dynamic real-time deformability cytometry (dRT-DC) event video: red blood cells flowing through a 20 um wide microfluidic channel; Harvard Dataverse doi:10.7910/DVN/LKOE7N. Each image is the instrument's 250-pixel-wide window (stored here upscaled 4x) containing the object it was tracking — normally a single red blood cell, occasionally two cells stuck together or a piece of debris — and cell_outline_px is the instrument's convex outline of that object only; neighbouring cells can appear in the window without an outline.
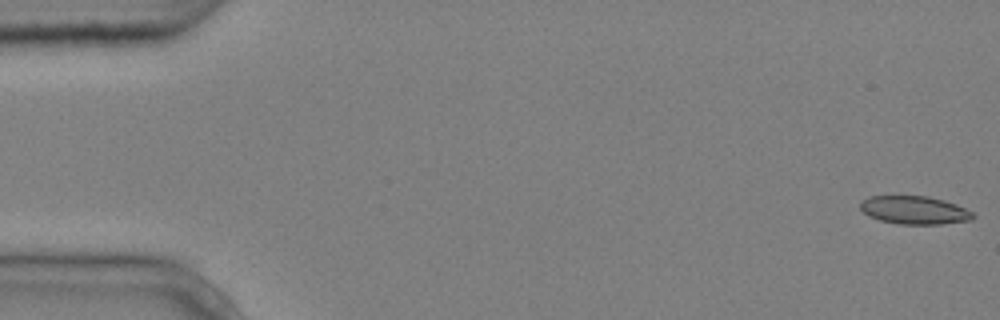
{"species": "common noctule bat (a hibernating species)", "species_latin": "Nyctalus noctula", "temperature_condition": "cold", "stored_images_in_passage": 6, "camera_frame_rate_fps": 3000, "um_per_image_px": 0.085, "animal": {"sex": "male", "body_mass_g": 20.4}, "frame": {"image": 1, "passage_image": 1, "time_ms": 0.0, "image_size_px": [1000, 320], "cell_outline_px": [[976, 216], [972, 220], [940, 224], [900, 224], [880, 220], [868, 216], [860, 208], [860, 200], [868, 196], [928, 196], [944, 200], [956, 204], [972, 212]], "centroid_in_image_um": [77.71, 17.85], "position_along_channel_um": 7.3, "area_um2": 18.55}}
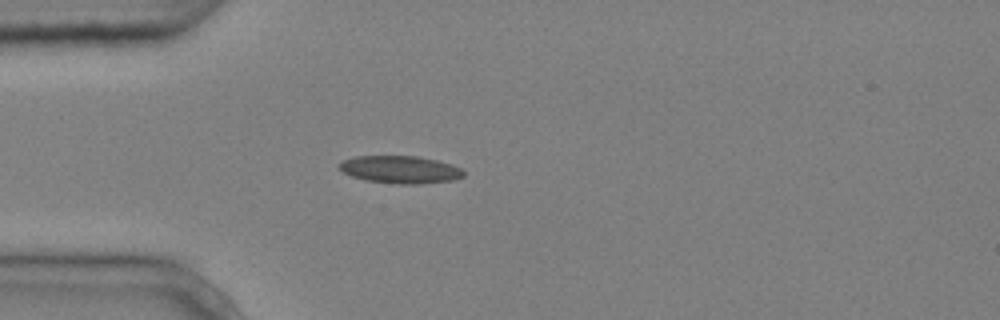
{"frame": {"image": 2, "passage_image": 4, "time_ms": 1.0, "image_size_px": [1000, 320], "cell_outline_px": [[464, 176], [452, 180], [420, 184], [396, 184], [364, 180], [352, 176], [344, 172], [340, 168], [340, 164], [344, 160], [356, 156], [416, 156], [436, 160], [452, 164], [460, 168], [464, 172]], "centroid_in_image_um": [34.04, 14.42], "position_along_channel_um": 51.0, "area_um2": 19.83}}
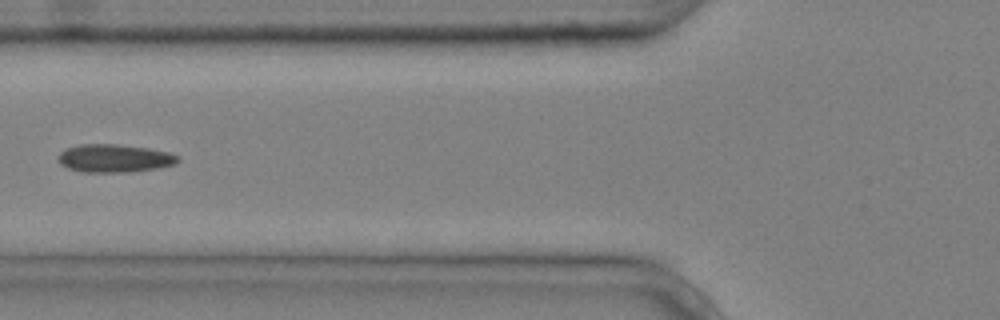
{"frame": {"image": 3, "passage_image": 6, "time_ms": 1.667, "image_size_px": [1000, 320], "cell_outline_px": [[180, 160], [176, 164], [160, 168], [128, 172], [84, 172], [68, 168], [60, 164], [60, 152], [68, 148], [80, 144], [120, 144], [148, 148], [168, 152], [180, 156]], "centroid_in_image_um": [9.79, 13.45], "position_along_channel_um": 116.0, "area_um2": 19.59}}